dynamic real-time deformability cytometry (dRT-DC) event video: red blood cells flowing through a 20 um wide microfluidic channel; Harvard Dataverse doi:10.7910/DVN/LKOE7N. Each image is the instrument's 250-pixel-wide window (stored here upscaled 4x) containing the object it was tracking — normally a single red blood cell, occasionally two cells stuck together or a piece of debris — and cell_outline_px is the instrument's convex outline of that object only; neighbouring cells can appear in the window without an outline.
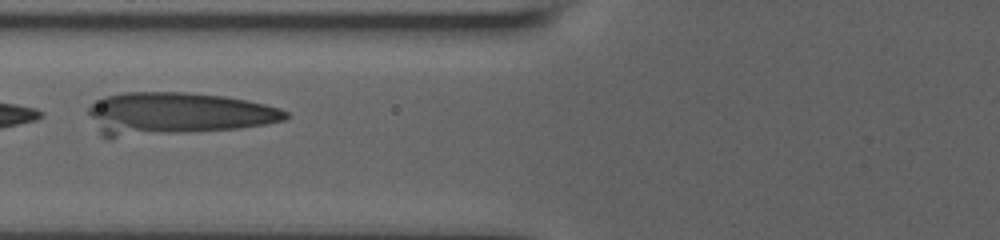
{"species": "human", "species_latin": "Homo sapiens", "temperature_condition": "room temperature", "stored_images_in_passage": 14, "camera_frame_rate_fps": 3000, "um_per_image_px": 0.085, "donor": {"sex": "male"}, "frame": {"image": 1, "passage_image": 12, "time_ms": 3.667, "image_size_px": [1000, 240], "cell_outline_px": [[288, 116], [284, 120], [264, 124], [236, 128], [108, 140], [100, 136], [88, 112], [88, 108], [96, 100], [104, 96], [124, 92], [184, 92], [224, 96], [264, 104], [280, 108], [288, 112]], "centroid_in_image_um": [14.91, 9.69], "position_along_channel_um": 110.9, "area_um2": 49.36}}